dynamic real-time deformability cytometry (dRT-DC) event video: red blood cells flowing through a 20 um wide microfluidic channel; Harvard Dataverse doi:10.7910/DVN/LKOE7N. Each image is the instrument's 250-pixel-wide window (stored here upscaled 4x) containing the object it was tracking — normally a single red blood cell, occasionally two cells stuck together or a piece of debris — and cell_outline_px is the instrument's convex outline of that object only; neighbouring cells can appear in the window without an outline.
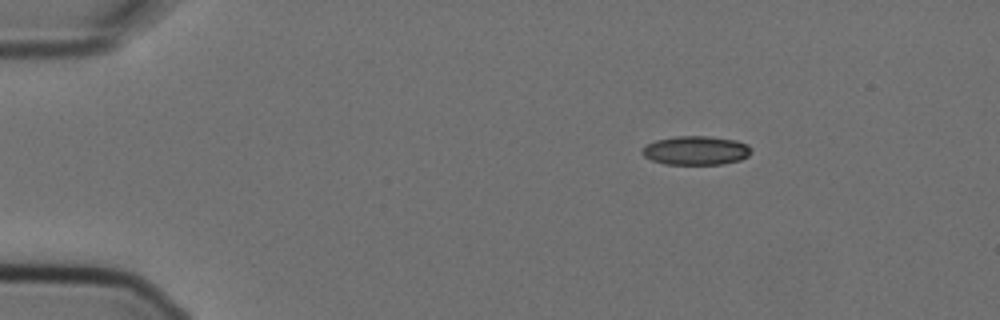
{"species": "Egyptian fruit bat (a non-hibernating species)", "species_latin": "Rousettus aegyptiacus", "temperature_condition": "cold", "stored_images_in_passage": 3, "camera_frame_rate_fps": 3000, "um_per_image_px": 0.085, "animal": {"sex": "female"}, "frame": {"image": 1, "passage_image": 1, "time_ms": 0.0, "image_size_px": [1000, 320], "cell_outline_px": [[752, 152], [748, 156], [740, 160], [724, 164], [664, 164], [652, 160], [644, 156], [640, 152], [648, 144], [656, 140], [676, 136], [708, 136], [736, 140], [748, 144]], "centroid_in_image_um": [59.18, 12.79], "position_along_channel_um": 25.8, "area_um2": 18.38}}